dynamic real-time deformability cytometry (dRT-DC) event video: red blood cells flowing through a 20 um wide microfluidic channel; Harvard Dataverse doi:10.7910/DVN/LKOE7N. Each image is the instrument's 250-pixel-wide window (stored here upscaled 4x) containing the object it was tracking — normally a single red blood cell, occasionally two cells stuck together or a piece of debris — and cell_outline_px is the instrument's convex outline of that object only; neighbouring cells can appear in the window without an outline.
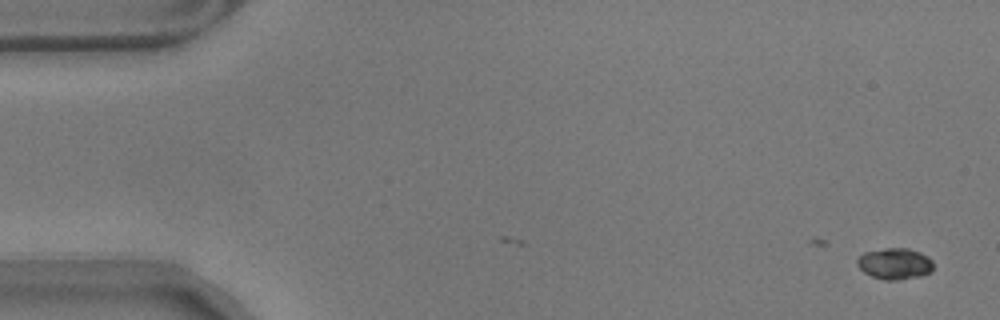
{"species": "common noctule bat (a hibernating species)", "species_latin": "Nyctalus noctula", "temperature_condition": "warm", "stored_images_in_passage": 22, "camera_frame_rate_fps": 3000, "um_per_image_px": 0.085, "animal": {"sex": "male", "body_mass_g": 17.9}, "frame": {"image": 1, "passage_image": 2, "time_ms": 0.333, "image_size_px": [1000, 320], "cell_outline_px": [[932, 272], [920, 276], [900, 280], [884, 280], [872, 276], [864, 272], [856, 264], [856, 260], [864, 252], [884, 248], [908, 248], [920, 252], [928, 256], [932, 260]], "centroid_in_image_um": [76.06, 22.41], "position_along_channel_um": 8.9, "area_um2": 13.99}}